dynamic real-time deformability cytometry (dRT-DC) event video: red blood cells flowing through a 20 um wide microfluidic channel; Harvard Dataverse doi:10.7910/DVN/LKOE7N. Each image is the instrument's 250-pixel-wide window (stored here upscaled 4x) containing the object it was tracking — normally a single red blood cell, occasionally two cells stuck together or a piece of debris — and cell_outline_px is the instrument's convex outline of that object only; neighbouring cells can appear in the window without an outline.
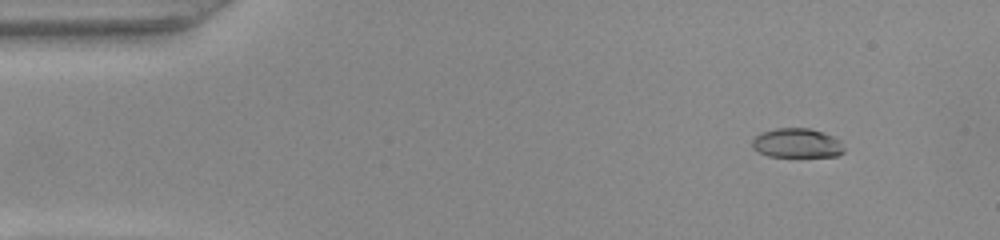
{"species": "common noctule bat (a hibernating species)", "species_latin": "Nyctalus noctula", "temperature_condition": "warm", "stored_images_in_passage": 51, "camera_frame_rate_fps": 3000, "um_per_image_px": 0.085, "animal": {"sex": "female", "body_mass_g": 22.0, "forearm_length_mm": 56.7}, "frame": {"image": 1, "passage_image": 6, "time_ms": 1.667, "image_size_px": [1000, 240], "cell_outline_px": [[844, 152], [836, 156], [768, 156], [752, 148], [752, 140], [760, 132], [776, 128], [808, 128], [832, 136], [840, 140], [844, 148]], "centroid_in_image_um": [67.72, 12.16], "position_along_channel_um": 17.3, "area_um2": 15.61}}
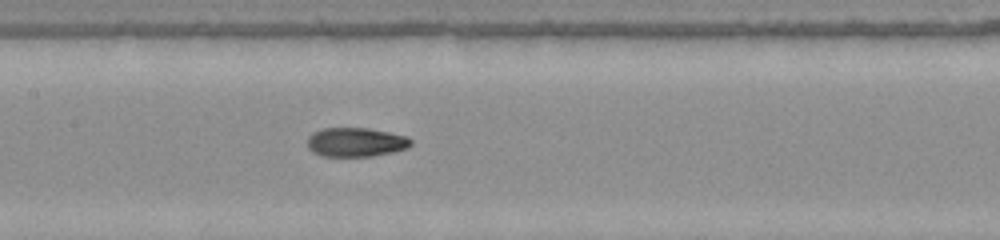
{"frame": {"image": 2, "passage_image": 25, "time_ms": 8.0, "image_size_px": [1000, 240], "cell_outline_px": [[412, 144], [408, 148], [392, 152], [372, 156], [320, 156], [312, 152], [308, 148], [308, 136], [312, 132], [324, 128], [368, 128], [388, 132], [404, 136], [412, 140]], "centroid_in_image_um": [30.22, 12.09], "position_along_channel_um": 177.2, "area_um2": 17.57}}
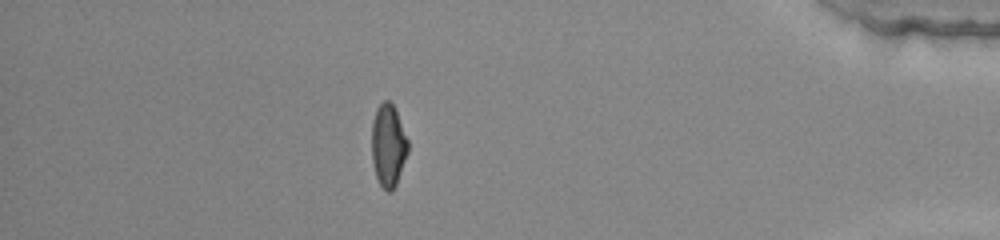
{"frame": {"image": 3, "passage_image": 45, "time_ms": 14.667, "image_size_px": [1000, 240], "cell_outline_px": [[408, 152], [396, 184], [392, 192], [388, 192], [380, 184], [376, 176], [372, 164], [372, 120], [376, 108], [384, 100], [388, 100], [396, 108], [408, 140]], "centroid_in_image_um": [33.0, 12.34], "position_along_channel_um": 402.2, "area_um2": 17.57}, "authors_computed_cell_mechanics": {"area_um2": 17.4556, "velocity_mm_per_s": 4.053, "shape_relaxation_time_tau1_ms": null, "shape_relaxation_time_tau2_ms": 1.4786, "deformation_change_tau1": null, "deformation_change_tau2": 0.0641}}